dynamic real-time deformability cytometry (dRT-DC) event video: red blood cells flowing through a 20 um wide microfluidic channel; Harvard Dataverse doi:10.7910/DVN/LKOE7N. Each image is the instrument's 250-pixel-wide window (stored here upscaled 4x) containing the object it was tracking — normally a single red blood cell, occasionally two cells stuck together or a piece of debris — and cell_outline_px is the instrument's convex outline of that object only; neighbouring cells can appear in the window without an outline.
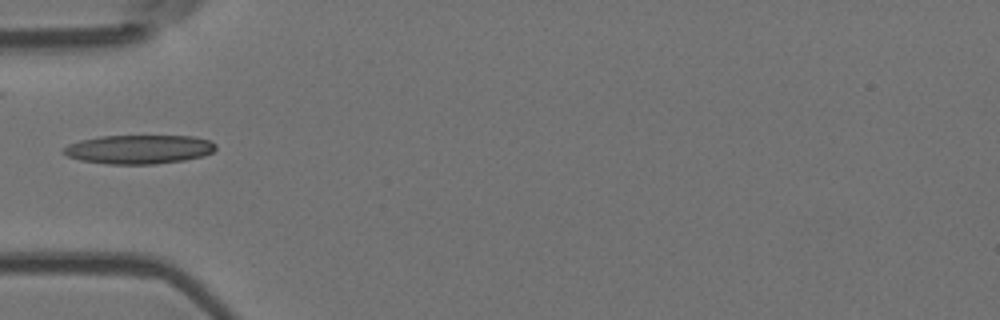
{"species": "Egyptian fruit bat (a non-hibernating species)", "species_latin": "Rousettus aegyptiacus", "temperature_condition": "room temperature", "stored_images_in_passage": 6, "camera_frame_rate_fps": 3000, "um_per_image_px": 0.085, "animal": {"sex": "female"}, "frame": {"image": 1, "passage_image": 5, "time_ms": 1.333, "image_size_px": [1000, 320], "cell_outline_px": [[216, 148], [212, 152], [204, 156], [184, 160], [156, 164], [108, 164], [80, 160], [68, 156], [60, 152], [68, 144], [80, 140], [100, 136], [192, 136], [212, 140], [216, 144]], "centroid_in_image_um": [11.82, 12.69], "position_along_channel_um": 73.2, "area_um2": 25.84}}
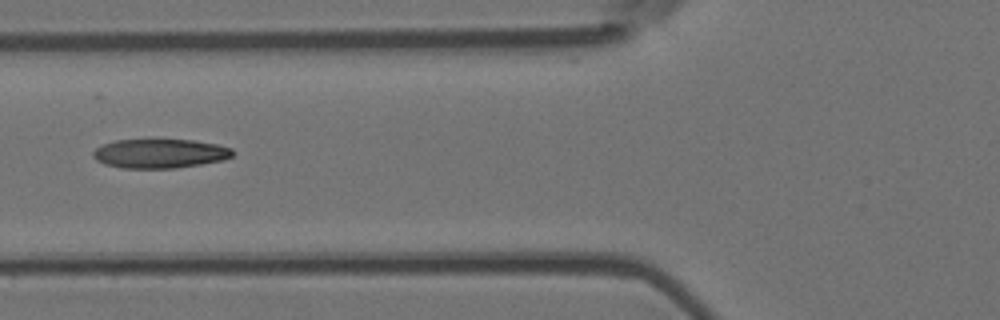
{"frame": {"image": 2, "passage_image": 6, "time_ms": 1.667, "image_size_px": [1000, 320], "cell_outline_px": [[236, 152], [232, 156], [224, 160], [176, 168], [120, 168], [104, 164], [96, 160], [92, 156], [92, 152], [96, 148], [104, 144], [116, 140], [192, 140], [216, 144], [232, 148]], "centroid_in_image_um": [13.59, 13.05], "position_along_channel_um": 112.2, "area_um2": 23.76}}